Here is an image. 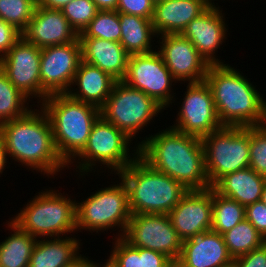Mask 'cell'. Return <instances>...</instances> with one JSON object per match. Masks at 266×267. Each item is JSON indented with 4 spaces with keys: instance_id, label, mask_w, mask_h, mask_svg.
Masks as SVG:
<instances>
[{
    "instance_id": "obj_1",
    "label": "cell",
    "mask_w": 266,
    "mask_h": 267,
    "mask_svg": "<svg viewBox=\"0 0 266 267\" xmlns=\"http://www.w3.org/2000/svg\"><path fill=\"white\" fill-rule=\"evenodd\" d=\"M146 139V140H145ZM139 157L154 170L167 174L188 190L212 188L205 170L201 138L169 126L138 145Z\"/></svg>"
},
{
    "instance_id": "obj_2",
    "label": "cell",
    "mask_w": 266,
    "mask_h": 267,
    "mask_svg": "<svg viewBox=\"0 0 266 267\" xmlns=\"http://www.w3.org/2000/svg\"><path fill=\"white\" fill-rule=\"evenodd\" d=\"M40 109H30L24 116L2 123L0 135L8 157L43 175L54 176L69 166L57 153L51 123Z\"/></svg>"
},
{
    "instance_id": "obj_3",
    "label": "cell",
    "mask_w": 266,
    "mask_h": 267,
    "mask_svg": "<svg viewBox=\"0 0 266 267\" xmlns=\"http://www.w3.org/2000/svg\"><path fill=\"white\" fill-rule=\"evenodd\" d=\"M209 86L222 126H256L261 98L256 87L229 64L209 65L204 80Z\"/></svg>"
},
{
    "instance_id": "obj_4",
    "label": "cell",
    "mask_w": 266,
    "mask_h": 267,
    "mask_svg": "<svg viewBox=\"0 0 266 267\" xmlns=\"http://www.w3.org/2000/svg\"><path fill=\"white\" fill-rule=\"evenodd\" d=\"M38 105L51 123L57 153L71 165L86 146L92 127L100 117V109L67 93L51 94Z\"/></svg>"
},
{
    "instance_id": "obj_5",
    "label": "cell",
    "mask_w": 266,
    "mask_h": 267,
    "mask_svg": "<svg viewBox=\"0 0 266 267\" xmlns=\"http://www.w3.org/2000/svg\"><path fill=\"white\" fill-rule=\"evenodd\" d=\"M118 176L127 187L131 214H169L188 189L151 168L139 156Z\"/></svg>"
},
{
    "instance_id": "obj_6",
    "label": "cell",
    "mask_w": 266,
    "mask_h": 267,
    "mask_svg": "<svg viewBox=\"0 0 266 267\" xmlns=\"http://www.w3.org/2000/svg\"><path fill=\"white\" fill-rule=\"evenodd\" d=\"M11 220L37 239L68 236L76 231V201L57 190L46 189L33 197Z\"/></svg>"
},
{
    "instance_id": "obj_7",
    "label": "cell",
    "mask_w": 266,
    "mask_h": 267,
    "mask_svg": "<svg viewBox=\"0 0 266 267\" xmlns=\"http://www.w3.org/2000/svg\"><path fill=\"white\" fill-rule=\"evenodd\" d=\"M201 140L211 187L224 175L249 167L250 127L223 126Z\"/></svg>"
},
{
    "instance_id": "obj_8",
    "label": "cell",
    "mask_w": 266,
    "mask_h": 267,
    "mask_svg": "<svg viewBox=\"0 0 266 267\" xmlns=\"http://www.w3.org/2000/svg\"><path fill=\"white\" fill-rule=\"evenodd\" d=\"M82 201L76 202V231L81 232L82 229L98 233L117 226L122 232L117 236L124 235L132 214L128 190L122 179L119 184L101 188Z\"/></svg>"
},
{
    "instance_id": "obj_9",
    "label": "cell",
    "mask_w": 266,
    "mask_h": 267,
    "mask_svg": "<svg viewBox=\"0 0 266 267\" xmlns=\"http://www.w3.org/2000/svg\"><path fill=\"white\" fill-rule=\"evenodd\" d=\"M132 140L121 130L101 116L95 121L84 149L73 159L77 160L79 172L85 175L94 170L93 166L100 163L116 174L125 169L139 156V147L136 146L133 157L129 154ZM81 158V159H80ZM96 161V162H95ZM86 172V173H85Z\"/></svg>"
},
{
    "instance_id": "obj_10",
    "label": "cell",
    "mask_w": 266,
    "mask_h": 267,
    "mask_svg": "<svg viewBox=\"0 0 266 267\" xmlns=\"http://www.w3.org/2000/svg\"><path fill=\"white\" fill-rule=\"evenodd\" d=\"M164 108L143 91L117 81L100 116L124 132L130 139L147 126Z\"/></svg>"
},
{
    "instance_id": "obj_11",
    "label": "cell",
    "mask_w": 266,
    "mask_h": 267,
    "mask_svg": "<svg viewBox=\"0 0 266 267\" xmlns=\"http://www.w3.org/2000/svg\"><path fill=\"white\" fill-rule=\"evenodd\" d=\"M122 238L133 247L161 252L174 263L182 251V240L168 214H132Z\"/></svg>"
},
{
    "instance_id": "obj_12",
    "label": "cell",
    "mask_w": 266,
    "mask_h": 267,
    "mask_svg": "<svg viewBox=\"0 0 266 267\" xmlns=\"http://www.w3.org/2000/svg\"><path fill=\"white\" fill-rule=\"evenodd\" d=\"M122 81L131 88L143 91L164 109L174 103L171 101H175L171 86L177 80L165 66L158 51L129 56L127 72Z\"/></svg>"
},
{
    "instance_id": "obj_13",
    "label": "cell",
    "mask_w": 266,
    "mask_h": 267,
    "mask_svg": "<svg viewBox=\"0 0 266 267\" xmlns=\"http://www.w3.org/2000/svg\"><path fill=\"white\" fill-rule=\"evenodd\" d=\"M186 89L176 123L170 127L199 138L222 128L207 83H188Z\"/></svg>"
},
{
    "instance_id": "obj_14",
    "label": "cell",
    "mask_w": 266,
    "mask_h": 267,
    "mask_svg": "<svg viewBox=\"0 0 266 267\" xmlns=\"http://www.w3.org/2000/svg\"><path fill=\"white\" fill-rule=\"evenodd\" d=\"M40 57L41 49L21 38L0 58V68L12 84L29 101L30 98L39 97L37 103L43 102L49 96L41 85Z\"/></svg>"
},
{
    "instance_id": "obj_15",
    "label": "cell",
    "mask_w": 266,
    "mask_h": 267,
    "mask_svg": "<svg viewBox=\"0 0 266 267\" xmlns=\"http://www.w3.org/2000/svg\"><path fill=\"white\" fill-rule=\"evenodd\" d=\"M82 60L79 38L67 44L41 49L40 78L49 94L66 93Z\"/></svg>"
},
{
    "instance_id": "obj_16",
    "label": "cell",
    "mask_w": 266,
    "mask_h": 267,
    "mask_svg": "<svg viewBox=\"0 0 266 267\" xmlns=\"http://www.w3.org/2000/svg\"><path fill=\"white\" fill-rule=\"evenodd\" d=\"M160 50H157L173 77L178 81L198 83L205 80L208 62L195 46L181 34L160 35Z\"/></svg>"
},
{
    "instance_id": "obj_17",
    "label": "cell",
    "mask_w": 266,
    "mask_h": 267,
    "mask_svg": "<svg viewBox=\"0 0 266 267\" xmlns=\"http://www.w3.org/2000/svg\"><path fill=\"white\" fill-rule=\"evenodd\" d=\"M178 237L184 241L212 227V188L189 190L169 212Z\"/></svg>"
},
{
    "instance_id": "obj_18",
    "label": "cell",
    "mask_w": 266,
    "mask_h": 267,
    "mask_svg": "<svg viewBox=\"0 0 266 267\" xmlns=\"http://www.w3.org/2000/svg\"><path fill=\"white\" fill-rule=\"evenodd\" d=\"M25 42L42 49L74 42L79 38L61 9L36 6L32 19L21 31Z\"/></svg>"
},
{
    "instance_id": "obj_19",
    "label": "cell",
    "mask_w": 266,
    "mask_h": 267,
    "mask_svg": "<svg viewBox=\"0 0 266 267\" xmlns=\"http://www.w3.org/2000/svg\"><path fill=\"white\" fill-rule=\"evenodd\" d=\"M220 9L219 6L210 5L197 18L193 19L181 33L195 46L198 53L209 65L224 64L214 55L224 39H227L225 37L228 28H226L225 18Z\"/></svg>"
},
{
    "instance_id": "obj_20",
    "label": "cell",
    "mask_w": 266,
    "mask_h": 267,
    "mask_svg": "<svg viewBox=\"0 0 266 267\" xmlns=\"http://www.w3.org/2000/svg\"><path fill=\"white\" fill-rule=\"evenodd\" d=\"M233 264L223 236L212 230L182 241L180 258L175 267H227Z\"/></svg>"
},
{
    "instance_id": "obj_21",
    "label": "cell",
    "mask_w": 266,
    "mask_h": 267,
    "mask_svg": "<svg viewBox=\"0 0 266 267\" xmlns=\"http://www.w3.org/2000/svg\"><path fill=\"white\" fill-rule=\"evenodd\" d=\"M210 5L205 0H163L154 4L153 29L157 34H181Z\"/></svg>"
},
{
    "instance_id": "obj_22",
    "label": "cell",
    "mask_w": 266,
    "mask_h": 267,
    "mask_svg": "<svg viewBox=\"0 0 266 267\" xmlns=\"http://www.w3.org/2000/svg\"><path fill=\"white\" fill-rule=\"evenodd\" d=\"M82 60L97 66L117 81L127 72L129 54L119 42L95 37H79Z\"/></svg>"
},
{
    "instance_id": "obj_23",
    "label": "cell",
    "mask_w": 266,
    "mask_h": 267,
    "mask_svg": "<svg viewBox=\"0 0 266 267\" xmlns=\"http://www.w3.org/2000/svg\"><path fill=\"white\" fill-rule=\"evenodd\" d=\"M116 82L117 80L110 74L81 60L71 84L77 85L79 89L76 88V91L74 88H70L66 93L76 100L100 109L108 99Z\"/></svg>"
},
{
    "instance_id": "obj_24",
    "label": "cell",
    "mask_w": 266,
    "mask_h": 267,
    "mask_svg": "<svg viewBox=\"0 0 266 267\" xmlns=\"http://www.w3.org/2000/svg\"><path fill=\"white\" fill-rule=\"evenodd\" d=\"M265 184V176L257 174L248 167L224 175L212 186V189L219 195L246 207L261 200Z\"/></svg>"
},
{
    "instance_id": "obj_25",
    "label": "cell",
    "mask_w": 266,
    "mask_h": 267,
    "mask_svg": "<svg viewBox=\"0 0 266 267\" xmlns=\"http://www.w3.org/2000/svg\"><path fill=\"white\" fill-rule=\"evenodd\" d=\"M80 245L79 240L68 236L37 239L28 267H68L81 256Z\"/></svg>"
},
{
    "instance_id": "obj_26",
    "label": "cell",
    "mask_w": 266,
    "mask_h": 267,
    "mask_svg": "<svg viewBox=\"0 0 266 267\" xmlns=\"http://www.w3.org/2000/svg\"><path fill=\"white\" fill-rule=\"evenodd\" d=\"M118 16L121 28L120 44L130 56L155 51L151 49L152 37L157 35L152 20L122 12H118Z\"/></svg>"
},
{
    "instance_id": "obj_27",
    "label": "cell",
    "mask_w": 266,
    "mask_h": 267,
    "mask_svg": "<svg viewBox=\"0 0 266 267\" xmlns=\"http://www.w3.org/2000/svg\"><path fill=\"white\" fill-rule=\"evenodd\" d=\"M13 234L0 242V267H28L37 238L8 221Z\"/></svg>"
},
{
    "instance_id": "obj_28",
    "label": "cell",
    "mask_w": 266,
    "mask_h": 267,
    "mask_svg": "<svg viewBox=\"0 0 266 267\" xmlns=\"http://www.w3.org/2000/svg\"><path fill=\"white\" fill-rule=\"evenodd\" d=\"M222 236L233 259L261 247L266 242L265 238L246 218L223 233Z\"/></svg>"
},
{
    "instance_id": "obj_29",
    "label": "cell",
    "mask_w": 266,
    "mask_h": 267,
    "mask_svg": "<svg viewBox=\"0 0 266 267\" xmlns=\"http://www.w3.org/2000/svg\"><path fill=\"white\" fill-rule=\"evenodd\" d=\"M244 219V206L212 189V231L222 235Z\"/></svg>"
},
{
    "instance_id": "obj_30",
    "label": "cell",
    "mask_w": 266,
    "mask_h": 267,
    "mask_svg": "<svg viewBox=\"0 0 266 267\" xmlns=\"http://www.w3.org/2000/svg\"><path fill=\"white\" fill-rule=\"evenodd\" d=\"M27 100L0 68V125L24 116L30 110Z\"/></svg>"
},
{
    "instance_id": "obj_31",
    "label": "cell",
    "mask_w": 266,
    "mask_h": 267,
    "mask_svg": "<svg viewBox=\"0 0 266 267\" xmlns=\"http://www.w3.org/2000/svg\"><path fill=\"white\" fill-rule=\"evenodd\" d=\"M79 37H95L120 43L121 28L116 10H99Z\"/></svg>"
},
{
    "instance_id": "obj_32",
    "label": "cell",
    "mask_w": 266,
    "mask_h": 267,
    "mask_svg": "<svg viewBox=\"0 0 266 267\" xmlns=\"http://www.w3.org/2000/svg\"><path fill=\"white\" fill-rule=\"evenodd\" d=\"M36 0H0V17L20 32L32 19Z\"/></svg>"
},
{
    "instance_id": "obj_33",
    "label": "cell",
    "mask_w": 266,
    "mask_h": 267,
    "mask_svg": "<svg viewBox=\"0 0 266 267\" xmlns=\"http://www.w3.org/2000/svg\"><path fill=\"white\" fill-rule=\"evenodd\" d=\"M61 11L79 35L96 16L99 9L93 0H71L61 8Z\"/></svg>"
},
{
    "instance_id": "obj_34",
    "label": "cell",
    "mask_w": 266,
    "mask_h": 267,
    "mask_svg": "<svg viewBox=\"0 0 266 267\" xmlns=\"http://www.w3.org/2000/svg\"><path fill=\"white\" fill-rule=\"evenodd\" d=\"M249 167L257 174L266 176V130L250 127Z\"/></svg>"
},
{
    "instance_id": "obj_35",
    "label": "cell",
    "mask_w": 266,
    "mask_h": 267,
    "mask_svg": "<svg viewBox=\"0 0 266 267\" xmlns=\"http://www.w3.org/2000/svg\"><path fill=\"white\" fill-rule=\"evenodd\" d=\"M109 261L114 267H141V248L133 247L122 237H117Z\"/></svg>"
},
{
    "instance_id": "obj_36",
    "label": "cell",
    "mask_w": 266,
    "mask_h": 267,
    "mask_svg": "<svg viewBox=\"0 0 266 267\" xmlns=\"http://www.w3.org/2000/svg\"><path fill=\"white\" fill-rule=\"evenodd\" d=\"M116 11L152 20L154 3L151 0H118Z\"/></svg>"
},
{
    "instance_id": "obj_37",
    "label": "cell",
    "mask_w": 266,
    "mask_h": 267,
    "mask_svg": "<svg viewBox=\"0 0 266 267\" xmlns=\"http://www.w3.org/2000/svg\"><path fill=\"white\" fill-rule=\"evenodd\" d=\"M245 218L266 240V204L259 200L246 206Z\"/></svg>"
},
{
    "instance_id": "obj_38",
    "label": "cell",
    "mask_w": 266,
    "mask_h": 267,
    "mask_svg": "<svg viewBox=\"0 0 266 267\" xmlns=\"http://www.w3.org/2000/svg\"><path fill=\"white\" fill-rule=\"evenodd\" d=\"M21 39V32L0 17V58Z\"/></svg>"
},
{
    "instance_id": "obj_39",
    "label": "cell",
    "mask_w": 266,
    "mask_h": 267,
    "mask_svg": "<svg viewBox=\"0 0 266 267\" xmlns=\"http://www.w3.org/2000/svg\"><path fill=\"white\" fill-rule=\"evenodd\" d=\"M235 267H266V242L259 248L233 259Z\"/></svg>"
},
{
    "instance_id": "obj_40",
    "label": "cell",
    "mask_w": 266,
    "mask_h": 267,
    "mask_svg": "<svg viewBox=\"0 0 266 267\" xmlns=\"http://www.w3.org/2000/svg\"><path fill=\"white\" fill-rule=\"evenodd\" d=\"M141 267H175V263L161 252L141 248Z\"/></svg>"
},
{
    "instance_id": "obj_41",
    "label": "cell",
    "mask_w": 266,
    "mask_h": 267,
    "mask_svg": "<svg viewBox=\"0 0 266 267\" xmlns=\"http://www.w3.org/2000/svg\"><path fill=\"white\" fill-rule=\"evenodd\" d=\"M71 0H36V5L52 9H61Z\"/></svg>"
},
{
    "instance_id": "obj_42",
    "label": "cell",
    "mask_w": 266,
    "mask_h": 267,
    "mask_svg": "<svg viewBox=\"0 0 266 267\" xmlns=\"http://www.w3.org/2000/svg\"><path fill=\"white\" fill-rule=\"evenodd\" d=\"M99 10H116L118 0H93Z\"/></svg>"
},
{
    "instance_id": "obj_43",
    "label": "cell",
    "mask_w": 266,
    "mask_h": 267,
    "mask_svg": "<svg viewBox=\"0 0 266 267\" xmlns=\"http://www.w3.org/2000/svg\"><path fill=\"white\" fill-rule=\"evenodd\" d=\"M97 263L91 261L90 259L79 256L73 263H71L68 267H96Z\"/></svg>"
},
{
    "instance_id": "obj_44",
    "label": "cell",
    "mask_w": 266,
    "mask_h": 267,
    "mask_svg": "<svg viewBox=\"0 0 266 267\" xmlns=\"http://www.w3.org/2000/svg\"><path fill=\"white\" fill-rule=\"evenodd\" d=\"M7 152L5 148V143L3 141L2 136L0 135V174H2L4 168L6 167L7 160Z\"/></svg>"
},
{
    "instance_id": "obj_45",
    "label": "cell",
    "mask_w": 266,
    "mask_h": 267,
    "mask_svg": "<svg viewBox=\"0 0 266 267\" xmlns=\"http://www.w3.org/2000/svg\"><path fill=\"white\" fill-rule=\"evenodd\" d=\"M263 95L261 98V114L259 121L257 123V127L266 130V100L263 99Z\"/></svg>"
},
{
    "instance_id": "obj_46",
    "label": "cell",
    "mask_w": 266,
    "mask_h": 267,
    "mask_svg": "<svg viewBox=\"0 0 266 267\" xmlns=\"http://www.w3.org/2000/svg\"><path fill=\"white\" fill-rule=\"evenodd\" d=\"M96 267H114L113 264L107 259V262L105 264L97 263Z\"/></svg>"
},
{
    "instance_id": "obj_47",
    "label": "cell",
    "mask_w": 266,
    "mask_h": 267,
    "mask_svg": "<svg viewBox=\"0 0 266 267\" xmlns=\"http://www.w3.org/2000/svg\"><path fill=\"white\" fill-rule=\"evenodd\" d=\"M261 201L266 204V184H265L263 191H262Z\"/></svg>"
},
{
    "instance_id": "obj_48",
    "label": "cell",
    "mask_w": 266,
    "mask_h": 267,
    "mask_svg": "<svg viewBox=\"0 0 266 267\" xmlns=\"http://www.w3.org/2000/svg\"><path fill=\"white\" fill-rule=\"evenodd\" d=\"M205 1H206L209 5H215L214 2L212 3L213 0H205ZM214 1H215V0H214Z\"/></svg>"
},
{
    "instance_id": "obj_49",
    "label": "cell",
    "mask_w": 266,
    "mask_h": 267,
    "mask_svg": "<svg viewBox=\"0 0 266 267\" xmlns=\"http://www.w3.org/2000/svg\"><path fill=\"white\" fill-rule=\"evenodd\" d=\"M154 4L158 3V2H161L163 0H151Z\"/></svg>"
}]
</instances>
